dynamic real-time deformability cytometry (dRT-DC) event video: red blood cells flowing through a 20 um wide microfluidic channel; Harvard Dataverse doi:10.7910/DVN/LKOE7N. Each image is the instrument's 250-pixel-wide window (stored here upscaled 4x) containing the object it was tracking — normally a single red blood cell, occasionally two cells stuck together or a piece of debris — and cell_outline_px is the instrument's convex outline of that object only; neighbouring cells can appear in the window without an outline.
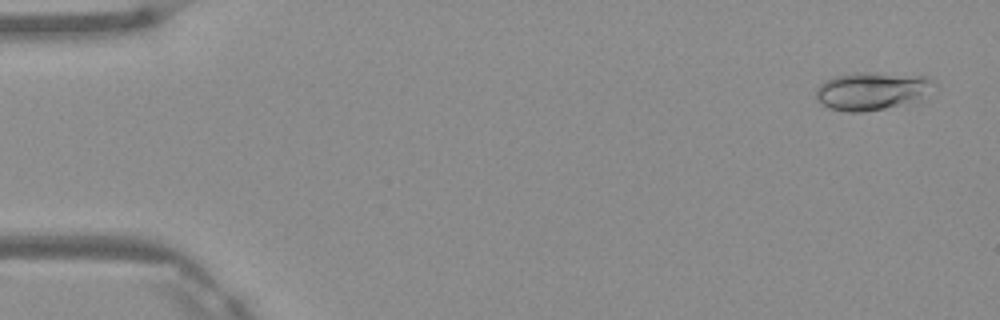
{"species": "Egyptian fruit bat (a non-hibernating species)", "species_latin": "Rousettus aegyptiacus", "temperature_condition": "warm", "stored_images_in_passage": 5, "camera_frame_rate_fps": 3000, "um_per_image_px": 0.085, "frame": {"image": 1, "passage_image": 1, "time_ms": 0.0, "image_size_px": [1000, 320], "cell_outline_px": [[936, 84], [920, 96], [884, 108], [864, 112], [848, 112], [828, 108], [820, 104], [816, 100], [816, 88], [824, 80], [832, 76], [856, 72], [864, 72], [928, 76]], "centroid_in_image_um": [73.96, 7.71], "position_along_channel_um": 11.0, "area_um2": 25.55}}
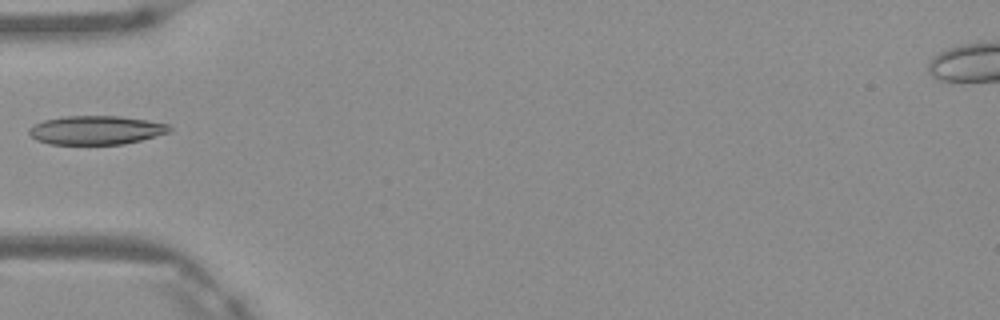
{"frame": {"image": 2, "passage_image": 5, "time_ms": 1.333, "image_size_px": [1000, 320], "cell_outline_px": [[172, 128], [168, 132], [140, 140], [124, 144], [52, 144], [36, 140], [28, 132], [28, 128], [44, 120], [64, 116], [120, 116], [168, 124]], "centroid_in_image_um": [8.14, 11.06], "position_along_channel_um": 76.9, "area_um2": 23.29}}